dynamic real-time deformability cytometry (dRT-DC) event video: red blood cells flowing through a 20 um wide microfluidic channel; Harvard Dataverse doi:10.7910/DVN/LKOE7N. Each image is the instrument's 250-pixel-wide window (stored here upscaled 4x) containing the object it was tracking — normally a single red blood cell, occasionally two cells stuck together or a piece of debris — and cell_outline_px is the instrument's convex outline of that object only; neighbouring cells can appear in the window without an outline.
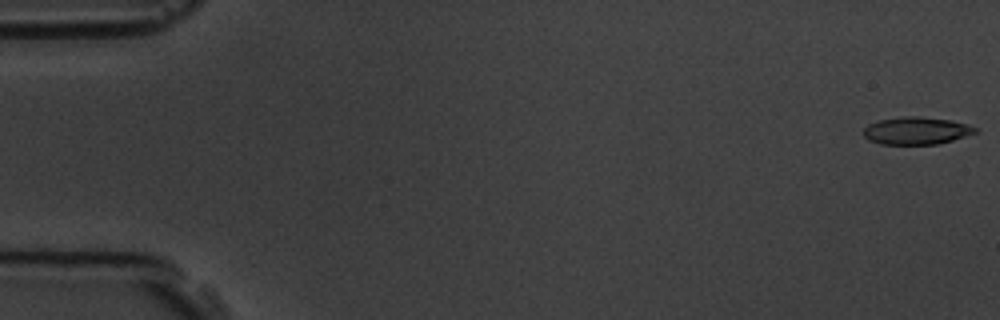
{"species": "common noctule bat (a hibernating species)", "species_latin": "Nyctalus noctula", "temperature_condition": "room temperature", "stored_images_in_passage": 6, "camera_frame_rate_fps": 3000, "um_per_image_px": 0.085, "animal": {"sex": "male", "body_mass_g": 19.5, "forearm_length_mm": 54.6}, "frame": {"image": 1, "passage_image": 1, "time_ms": 0.0, "image_size_px": [1000, 320], "cell_outline_px": [[976, 132], [952, 140], [936, 144], [880, 144], [868, 140], [864, 136], [864, 128], [868, 124], [880, 120], [904, 116], [916, 116], [948, 120], [968, 124], [976, 128]], "centroid_in_image_um": [77.85, 11.11], "position_along_channel_um": 7.2, "area_um2": 17.63}}
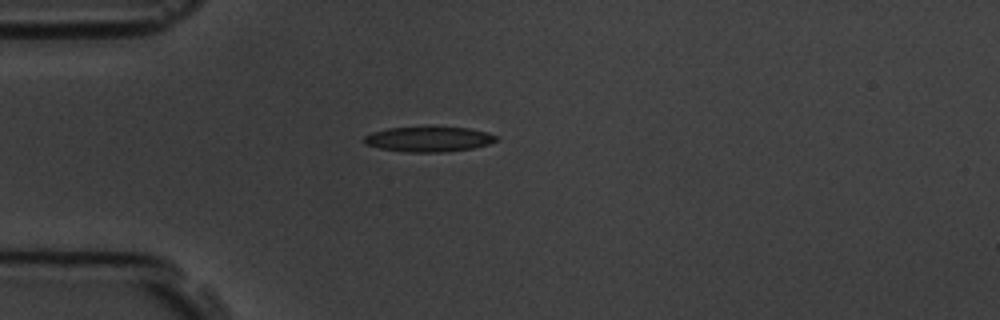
{"frame": {"image": 2, "passage_image": 5, "time_ms": 4.667, "image_size_px": [1000, 320], "cell_outline_px": [[500, 136], [496, 140], [488, 144], [472, 148], [444, 152], [404, 152], [380, 148], [364, 144], [364, 136], [372, 132], [388, 128], [468, 128], [488, 132]], "centroid_in_image_um": [36.44, 11.84], "position_along_channel_um": 48.6, "area_um2": 19.07}}